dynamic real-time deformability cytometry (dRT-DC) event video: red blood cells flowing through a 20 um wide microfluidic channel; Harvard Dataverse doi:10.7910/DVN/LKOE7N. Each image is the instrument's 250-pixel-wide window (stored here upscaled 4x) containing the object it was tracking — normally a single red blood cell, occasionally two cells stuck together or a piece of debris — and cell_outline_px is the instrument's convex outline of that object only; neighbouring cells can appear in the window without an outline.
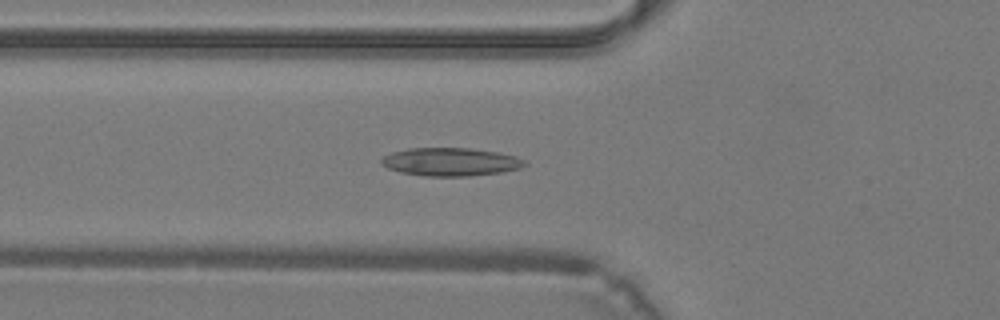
{"species": "common noctule bat (a hibernating species)", "species_latin": "Nyctalus noctula", "temperature_condition": "warm", "stored_images_in_passage": 40, "camera_frame_rate_fps": 3000, "um_per_image_px": 0.085, "animal": {"sex": "male", "body_mass_g": 19.2, "forearm_length_mm": 51.8}, "frame": {"image": 1, "passage_image": 15, "time_ms": 4.667, "image_size_px": [1000, 320], "cell_outline_px": [[528, 164], [520, 168], [500, 172], [468, 176], [424, 176], [400, 172], [388, 168], [380, 164], [380, 160], [384, 156], [392, 152], [408, 148], [468, 148], [496, 152], [516, 156], [524, 160]], "centroid_in_image_um": [38.27, 13.76], "position_along_channel_um": 87.5, "area_um2": 23.47}}
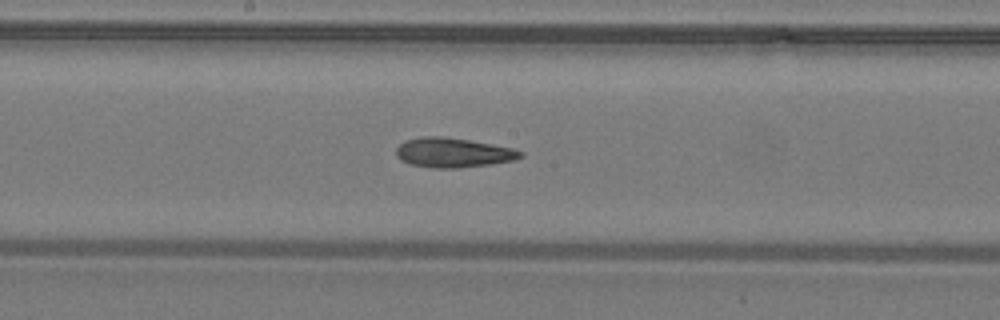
{"frame": {"image": 2, "passage_image": 22, "time_ms": 7.0, "image_size_px": [1000, 320], "cell_outline_px": [[524, 156], [516, 160], [492, 164], [456, 168], [432, 168], [408, 164], [400, 160], [396, 156], [396, 148], [404, 140], [424, 136], [440, 136], [468, 140], [512, 148], [524, 152]], "centroid_in_image_um": [38.5, 12.98], "position_along_channel_um": 209.7, "area_um2": 21.56}}
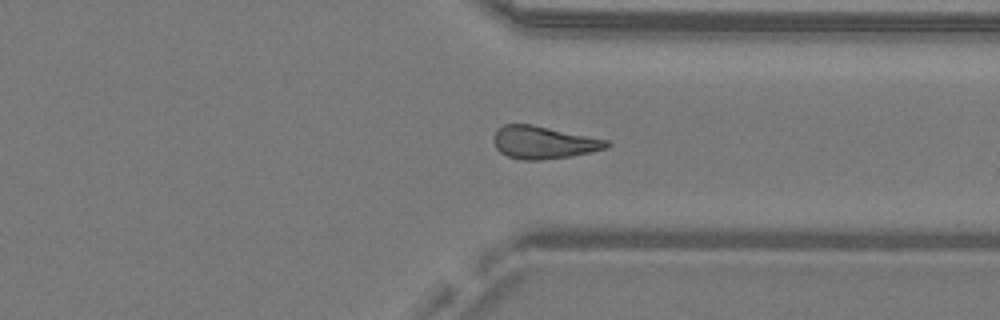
{"frame": {"image": 3, "passage_image": 31, "time_ms": 10.0, "image_size_px": [1000, 320], "cell_outline_px": [[612, 144], [608, 148], [592, 152], [572, 156], [540, 160], [524, 160], [508, 156], [500, 152], [496, 148], [492, 140], [492, 136], [496, 128], [504, 124], [532, 124], [608, 140]], "centroid_in_image_um": [46.19, 12.1], "position_along_channel_um": 365.2, "area_um2": 21.73}}